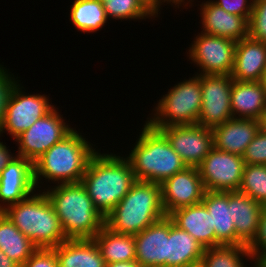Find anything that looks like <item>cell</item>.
I'll use <instances>...</instances> for the list:
<instances>
[{"label": "cell", "instance_id": "cell-44", "mask_svg": "<svg viewBox=\"0 0 266 267\" xmlns=\"http://www.w3.org/2000/svg\"><path fill=\"white\" fill-rule=\"evenodd\" d=\"M261 83V85L263 86V90L265 92V97H266V69L265 71L263 72L262 76H261V79L259 81Z\"/></svg>", "mask_w": 266, "mask_h": 267}, {"label": "cell", "instance_id": "cell-3", "mask_svg": "<svg viewBox=\"0 0 266 267\" xmlns=\"http://www.w3.org/2000/svg\"><path fill=\"white\" fill-rule=\"evenodd\" d=\"M144 122L141 130L137 129L140 131L137 140L123 156L129 161L137 180L162 184L187 165L173 150L166 136Z\"/></svg>", "mask_w": 266, "mask_h": 267}, {"label": "cell", "instance_id": "cell-25", "mask_svg": "<svg viewBox=\"0 0 266 267\" xmlns=\"http://www.w3.org/2000/svg\"><path fill=\"white\" fill-rule=\"evenodd\" d=\"M204 247L187 231L181 230L169 218L167 237V267H183L201 261Z\"/></svg>", "mask_w": 266, "mask_h": 267}, {"label": "cell", "instance_id": "cell-46", "mask_svg": "<svg viewBox=\"0 0 266 267\" xmlns=\"http://www.w3.org/2000/svg\"><path fill=\"white\" fill-rule=\"evenodd\" d=\"M253 267H266V265L263 262H256Z\"/></svg>", "mask_w": 266, "mask_h": 267}, {"label": "cell", "instance_id": "cell-5", "mask_svg": "<svg viewBox=\"0 0 266 267\" xmlns=\"http://www.w3.org/2000/svg\"><path fill=\"white\" fill-rule=\"evenodd\" d=\"M165 216L161 184L137 180L106 215L105 226L116 233L136 235Z\"/></svg>", "mask_w": 266, "mask_h": 267}, {"label": "cell", "instance_id": "cell-38", "mask_svg": "<svg viewBox=\"0 0 266 267\" xmlns=\"http://www.w3.org/2000/svg\"><path fill=\"white\" fill-rule=\"evenodd\" d=\"M140 4L156 19H160L161 10L163 7L168 6L167 0H138ZM163 6V7H162Z\"/></svg>", "mask_w": 266, "mask_h": 267}, {"label": "cell", "instance_id": "cell-45", "mask_svg": "<svg viewBox=\"0 0 266 267\" xmlns=\"http://www.w3.org/2000/svg\"><path fill=\"white\" fill-rule=\"evenodd\" d=\"M183 267H202V265H201V262H198V263L187 265V266H183Z\"/></svg>", "mask_w": 266, "mask_h": 267}, {"label": "cell", "instance_id": "cell-11", "mask_svg": "<svg viewBox=\"0 0 266 267\" xmlns=\"http://www.w3.org/2000/svg\"><path fill=\"white\" fill-rule=\"evenodd\" d=\"M244 166L242 156L213 147L198 166L205 191H238Z\"/></svg>", "mask_w": 266, "mask_h": 267}, {"label": "cell", "instance_id": "cell-18", "mask_svg": "<svg viewBox=\"0 0 266 267\" xmlns=\"http://www.w3.org/2000/svg\"><path fill=\"white\" fill-rule=\"evenodd\" d=\"M266 69V43L245 37L236 42L231 78L236 81L259 82Z\"/></svg>", "mask_w": 266, "mask_h": 267}, {"label": "cell", "instance_id": "cell-29", "mask_svg": "<svg viewBox=\"0 0 266 267\" xmlns=\"http://www.w3.org/2000/svg\"><path fill=\"white\" fill-rule=\"evenodd\" d=\"M200 262L202 267H253L256 263L245 245L206 248Z\"/></svg>", "mask_w": 266, "mask_h": 267}, {"label": "cell", "instance_id": "cell-30", "mask_svg": "<svg viewBox=\"0 0 266 267\" xmlns=\"http://www.w3.org/2000/svg\"><path fill=\"white\" fill-rule=\"evenodd\" d=\"M109 21H142L155 19L138 0H100ZM111 18V19H110Z\"/></svg>", "mask_w": 266, "mask_h": 267}, {"label": "cell", "instance_id": "cell-36", "mask_svg": "<svg viewBox=\"0 0 266 267\" xmlns=\"http://www.w3.org/2000/svg\"><path fill=\"white\" fill-rule=\"evenodd\" d=\"M226 12L245 17L248 20L252 15L254 0H211Z\"/></svg>", "mask_w": 266, "mask_h": 267}, {"label": "cell", "instance_id": "cell-15", "mask_svg": "<svg viewBox=\"0 0 266 267\" xmlns=\"http://www.w3.org/2000/svg\"><path fill=\"white\" fill-rule=\"evenodd\" d=\"M36 191L34 164L17 156L0 174V212L23 201Z\"/></svg>", "mask_w": 266, "mask_h": 267}, {"label": "cell", "instance_id": "cell-1", "mask_svg": "<svg viewBox=\"0 0 266 267\" xmlns=\"http://www.w3.org/2000/svg\"><path fill=\"white\" fill-rule=\"evenodd\" d=\"M77 130L75 128L34 163V181L37 190L43 191L51 184L81 182L91 158L100 148L91 143L88 136L80 132V128Z\"/></svg>", "mask_w": 266, "mask_h": 267}, {"label": "cell", "instance_id": "cell-13", "mask_svg": "<svg viewBox=\"0 0 266 267\" xmlns=\"http://www.w3.org/2000/svg\"><path fill=\"white\" fill-rule=\"evenodd\" d=\"M187 167H198L214 147L212 128L198 124L159 128Z\"/></svg>", "mask_w": 266, "mask_h": 267}, {"label": "cell", "instance_id": "cell-8", "mask_svg": "<svg viewBox=\"0 0 266 267\" xmlns=\"http://www.w3.org/2000/svg\"><path fill=\"white\" fill-rule=\"evenodd\" d=\"M21 81L12 90L0 128V135L7 133L13 141L55 107L50 101V94H29Z\"/></svg>", "mask_w": 266, "mask_h": 267}, {"label": "cell", "instance_id": "cell-12", "mask_svg": "<svg viewBox=\"0 0 266 267\" xmlns=\"http://www.w3.org/2000/svg\"><path fill=\"white\" fill-rule=\"evenodd\" d=\"M231 75L201 74L202 105L198 125L214 128L233 118L231 112Z\"/></svg>", "mask_w": 266, "mask_h": 267}, {"label": "cell", "instance_id": "cell-19", "mask_svg": "<svg viewBox=\"0 0 266 267\" xmlns=\"http://www.w3.org/2000/svg\"><path fill=\"white\" fill-rule=\"evenodd\" d=\"M216 149L243 156L248 144L259 132V120L231 118L212 128Z\"/></svg>", "mask_w": 266, "mask_h": 267}, {"label": "cell", "instance_id": "cell-24", "mask_svg": "<svg viewBox=\"0 0 266 267\" xmlns=\"http://www.w3.org/2000/svg\"><path fill=\"white\" fill-rule=\"evenodd\" d=\"M59 267H105L106 263L93 239H67L52 248Z\"/></svg>", "mask_w": 266, "mask_h": 267}, {"label": "cell", "instance_id": "cell-4", "mask_svg": "<svg viewBox=\"0 0 266 267\" xmlns=\"http://www.w3.org/2000/svg\"><path fill=\"white\" fill-rule=\"evenodd\" d=\"M52 203L67 239H93L105 225L81 182L51 185L43 190Z\"/></svg>", "mask_w": 266, "mask_h": 267}, {"label": "cell", "instance_id": "cell-22", "mask_svg": "<svg viewBox=\"0 0 266 267\" xmlns=\"http://www.w3.org/2000/svg\"><path fill=\"white\" fill-rule=\"evenodd\" d=\"M168 217L173 224L187 231L205 249L216 247V235L212 227L211 216L202 202L179 208L171 212Z\"/></svg>", "mask_w": 266, "mask_h": 267}, {"label": "cell", "instance_id": "cell-43", "mask_svg": "<svg viewBox=\"0 0 266 267\" xmlns=\"http://www.w3.org/2000/svg\"><path fill=\"white\" fill-rule=\"evenodd\" d=\"M259 130L266 135V111L259 118Z\"/></svg>", "mask_w": 266, "mask_h": 267}, {"label": "cell", "instance_id": "cell-14", "mask_svg": "<svg viewBox=\"0 0 266 267\" xmlns=\"http://www.w3.org/2000/svg\"><path fill=\"white\" fill-rule=\"evenodd\" d=\"M205 189L198 167H186L161 184L162 205L168 216L171 212L202 202Z\"/></svg>", "mask_w": 266, "mask_h": 267}, {"label": "cell", "instance_id": "cell-17", "mask_svg": "<svg viewBox=\"0 0 266 267\" xmlns=\"http://www.w3.org/2000/svg\"><path fill=\"white\" fill-rule=\"evenodd\" d=\"M135 237V260L141 267H167L169 217L165 216Z\"/></svg>", "mask_w": 266, "mask_h": 267}, {"label": "cell", "instance_id": "cell-39", "mask_svg": "<svg viewBox=\"0 0 266 267\" xmlns=\"http://www.w3.org/2000/svg\"><path fill=\"white\" fill-rule=\"evenodd\" d=\"M0 174L2 170L14 159L17 157V153L12 152L9 149V146L2 140V136L0 135ZM8 146V147H7Z\"/></svg>", "mask_w": 266, "mask_h": 267}, {"label": "cell", "instance_id": "cell-16", "mask_svg": "<svg viewBox=\"0 0 266 267\" xmlns=\"http://www.w3.org/2000/svg\"><path fill=\"white\" fill-rule=\"evenodd\" d=\"M197 2H200L195 6L198 8L197 11H200L198 17H200L199 23L202 24L201 32L226 37L236 42L248 37L247 18L228 13L211 0Z\"/></svg>", "mask_w": 266, "mask_h": 267}, {"label": "cell", "instance_id": "cell-41", "mask_svg": "<svg viewBox=\"0 0 266 267\" xmlns=\"http://www.w3.org/2000/svg\"><path fill=\"white\" fill-rule=\"evenodd\" d=\"M0 267H20L15 261L10 259L2 250H0Z\"/></svg>", "mask_w": 266, "mask_h": 267}, {"label": "cell", "instance_id": "cell-28", "mask_svg": "<svg viewBox=\"0 0 266 267\" xmlns=\"http://www.w3.org/2000/svg\"><path fill=\"white\" fill-rule=\"evenodd\" d=\"M69 9V22L81 33L95 34L109 24L100 0H74Z\"/></svg>", "mask_w": 266, "mask_h": 267}, {"label": "cell", "instance_id": "cell-35", "mask_svg": "<svg viewBox=\"0 0 266 267\" xmlns=\"http://www.w3.org/2000/svg\"><path fill=\"white\" fill-rule=\"evenodd\" d=\"M248 249L256 262H263L266 259V206L261 212L257 235Z\"/></svg>", "mask_w": 266, "mask_h": 267}, {"label": "cell", "instance_id": "cell-20", "mask_svg": "<svg viewBox=\"0 0 266 267\" xmlns=\"http://www.w3.org/2000/svg\"><path fill=\"white\" fill-rule=\"evenodd\" d=\"M263 205L239 191H231V214L236 245L249 246L257 235Z\"/></svg>", "mask_w": 266, "mask_h": 267}, {"label": "cell", "instance_id": "cell-42", "mask_svg": "<svg viewBox=\"0 0 266 267\" xmlns=\"http://www.w3.org/2000/svg\"><path fill=\"white\" fill-rule=\"evenodd\" d=\"M105 267H141L140 264L136 261H126V262H114L108 263Z\"/></svg>", "mask_w": 266, "mask_h": 267}, {"label": "cell", "instance_id": "cell-40", "mask_svg": "<svg viewBox=\"0 0 266 267\" xmlns=\"http://www.w3.org/2000/svg\"><path fill=\"white\" fill-rule=\"evenodd\" d=\"M167 3L172 8H175L176 9L175 11L177 12L178 9H179V11H181V10L183 11V9L185 10V9L194 7L195 0H167Z\"/></svg>", "mask_w": 266, "mask_h": 267}, {"label": "cell", "instance_id": "cell-33", "mask_svg": "<svg viewBox=\"0 0 266 267\" xmlns=\"http://www.w3.org/2000/svg\"><path fill=\"white\" fill-rule=\"evenodd\" d=\"M7 66L0 63V128L4 122L6 107L14 86L21 80Z\"/></svg>", "mask_w": 266, "mask_h": 267}, {"label": "cell", "instance_id": "cell-21", "mask_svg": "<svg viewBox=\"0 0 266 267\" xmlns=\"http://www.w3.org/2000/svg\"><path fill=\"white\" fill-rule=\"evenodd\" d=\"M202 203L211 216L216 247L236 245V228L231 214V191H205Z\"/></svg>", "mask_w": 266, "mask_h": 267}, {"label": "cell", "instance_id": "cell-9", "mask_svg": "<svg viewBox=\"0 0 266 267\" xmlns=\"http://www.w3.org/2000/svg\"><path fill=\"white\" fill-rule=\"evenodd\" d=\"M196 34L186 50L188 61L198 69L195 74L231 75L236 41L201 31Z\"/></svg>", "mask_w": 266, "mask_h": 267}, {"label": "cell", "instance_id": "cell-10", "mask_svg": "<svg viewBox=\"0 0 266 267\" xmlns=\"http://www.w3.org/2000/svg\"><path fill=\"white\" fill-rule=\"evenodd\" d=\"M69 122L59 107L55 106L14 140V144L18 146L17 156L34 164L49 148L77 128L72 127Z\"/></svg>", "mask_w": 266, "mask_h": 267}, {"label": "cell", "instance_id": "cell-37", "mask_svg": "<svg viewBox=\"0 0 266 267\" xmlns=\"http://www.w3.org/2000/svg\"><path fill=\"white\" fill-rule=\"evenodd\" d=\"M21 267H59L52 248H38Z\"/></svg>", "mask_w": 266, "mask_h": 267}, {"label": "cell", "instance_id": "cell-7", "mask_svg": "<svg viewBox=\"0 0 266 267\" xmlns=\"http://www.w3.org/2000/svg\"><path fill=\"white\" fill-rule=\"evenodd\" d=\"M170 87L150 110L152 113L146 122L154 129L198 124L202 105L201 74L194 73Z\"/></svg>", "mask_w": 266, "mask_h": 267}, {"label": "cell", "instance_id": "cell-2", "mask_svg": "<svg viewBox=\"0 0 266 267\" xmlns=\"http://www.w3.org/2000/svg\"><path fill=\"white\" fill-rule=\"evenodd\" d=\"M118 153L101 152L91 158L81 179L94 207L104 216L123 199L137 181L129 161Z\"/></svg>", "mask_w": 266, "mask_h": 267}, {"label": "cell", "instance_id": "cell-27", "mask_svg": "<svg viewBox=\"0 0 266 267\" xmlns=\"http://www.w3.org/2000/svg\"><path fill=\"white\" fill-rule=\"evenodd\" d=\"M38 248L0 212V250L20 267Z\"/></svg>", "mask_w": 266, "mask_h": 267}, {"label": "cell", "instance_id": "cell-32", "mask_svg": "<svg viewBox=\"0 0 266 267\" xmlns=\"http://www.w3.org/2000/svg\"><path fill=\"white\" fill-rule=\"evenodd\" d=\"M248 36L266 43V0H254Z\"/></svg>", "mask_w": 266, "mask_h": 267}, {"label": "cell", "instance_id": "cell-6", "mask_svg": "<svg viewBox=\"0 0 266 267\" xmlns=\"http://www.w3.org/2000/svg\"><path fill=\"white\" fill-rule=\"evenodd\" d=\"M3 213L37 248H54L67 240L52 203L44 191L8 206Z\"/></svg>", "mask_w": 266, "mask_h": 267}, {"label": "cell", "instance_id": "cell-34", "mask_svg": "<svg viewBox=\"0 0 266 267\" xmlns=\"http://www.w3.org/2000/svg\"><path fill=\"white\" fill-rule=\"evenodd\" d=\"M242 157L245 164L266 165V135L259 130Z\"/></svg>", "mask_w": 266, "mask_h": 267}, {"label": "cell", "instance_id": "cell-23", "mask_svg": "<svg viewBox=\"0 0 266 267\" xmlns=\"http://www.w3.org/2000/svg\"><path fill=\"white\" fill-rule=\"evenodd\" d=\"M233 118L256 119L266 111V97L260 82L233 80L231 88Z\"/></svg>", "mask_w": 266, "mask_h": 267}, {"label": "cell", "instance_id": "cell-26", "mask_svg": "<svg viewBox=\"0 0 266 267\" xmlns=\"http://www.w3.org/2000/svg\"><path fill=\"white\" fill-rule=\"evenodd\" d=\"M106 264L135 260V237L116 233L107 226L93 238Z\"/></svg>", "mask_w": 266, "mask_h": 267}, {"label": "cell", "instance_id": "cell-31", "mask_svg": "<svg viewBox=\"0 0 266 267\" xmlns=\"http://www.w3.org/2000/svg\"><path fill=\"white\" fill-rule=\"evenodd\" d=\"M238 191L266 206V165L245 164Z\"/></svg>", "mask_w": 266, "mask_h": 267}]
</instances>
